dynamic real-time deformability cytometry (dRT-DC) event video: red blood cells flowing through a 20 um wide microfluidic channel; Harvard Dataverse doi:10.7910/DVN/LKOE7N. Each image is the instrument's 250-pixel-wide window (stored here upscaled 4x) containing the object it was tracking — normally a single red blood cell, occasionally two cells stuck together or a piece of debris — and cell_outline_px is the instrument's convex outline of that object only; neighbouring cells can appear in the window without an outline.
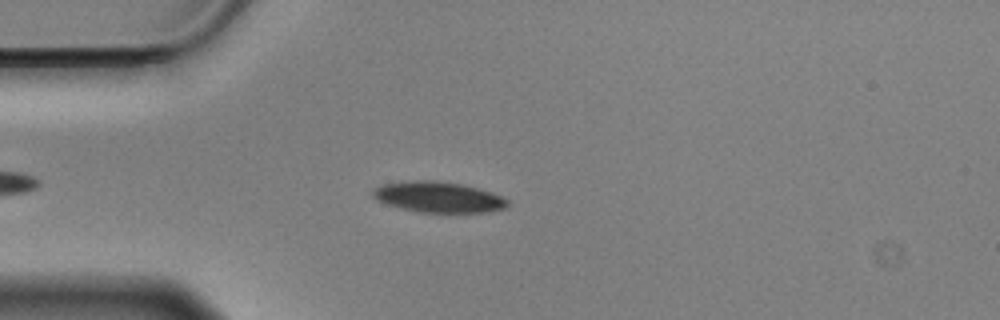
{"species": "Egyptian fruit bat (a non-hibernating species)", "species_latin": "Rousettus aegyptiacus", "temperature_condition": "cold", "stored_images_in_passage": 48, "camera_frame_rate_fps": 3000, "um_per_image_px": 0.085, "animal": {"sex": "male"}, "frame": {"image": 1, "passage_image": 9, "time_ms": 2.667, "image_size_px": [1000, 320], "cell_outline_px": [[508, 204], [504, 208], [488, 212], [420, 212], [400, 208], [388, 204], [372, 196], [372, 192], [376, 188], [384, 184], [416, 180], [436, 180], [460, 184], [492, 192], [508, 200]], "centroid_in_image_um": [37.28, 16.75], "position_along_channel_um": 47.7, "area_um2": 23.7}}
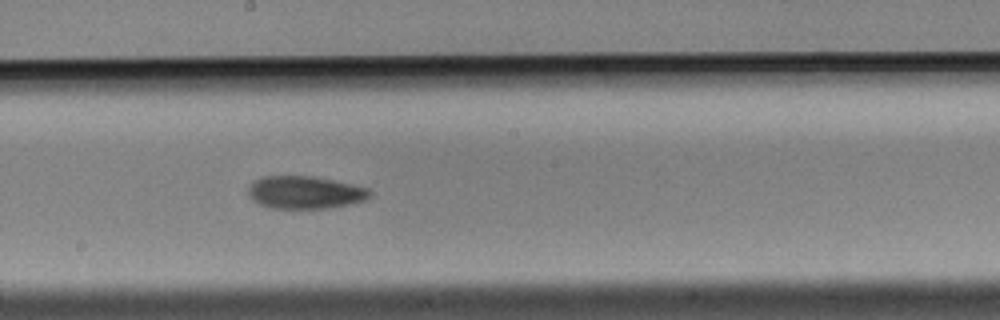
{"frame": {"image": 2, "passage_image": 25, "time_ms": 8.0, "image_size_px": [1000, 320], "cell_outline_px": [[372, 196], [368, 200], [352, 204], [328, 208], [272, 208], [260, 204], [252, 200], [248, 196], [248, 188], [256, 180], [264, 176], [312, 176], [352, 184], [368, 188], [372, 192]], "centroid_in_image_um": [25.97, 16.36], "position_along_channel_um": 222.2, "area_um2": 23.24}}
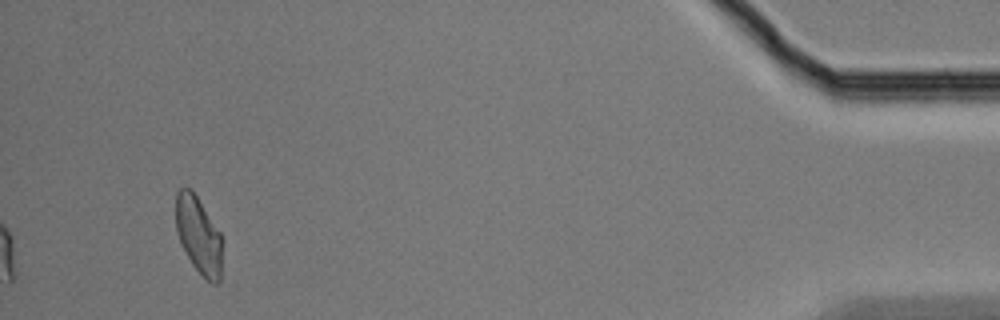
{"frame": {"image": 3, "passage_image": 48, "time_ms": 15.667, "image_size_px": [1000, 320], "cell_outline_px": [[220, 280], [216, 284], [212, 284], [192, 264], [176, 232], [176, 192], [180, 188], [192, 188], [220, 232]], "centroid_in_image_um": [16.85, 19.93], "position_along_channel_um": 418.3, "area_um2": 20.35}, "authors_computed_cell_mechanics": {"area_um2": 22.7732, "velocity_mm_per_s": 3.5114, "shape_relaxation_time_tau1_ms": 3.5281, "shape_relaxation_time_tau2_ms": 4.0999, "deformation_change_tau1": 0.0972, "deformation_change_tau2": 0.1025}}